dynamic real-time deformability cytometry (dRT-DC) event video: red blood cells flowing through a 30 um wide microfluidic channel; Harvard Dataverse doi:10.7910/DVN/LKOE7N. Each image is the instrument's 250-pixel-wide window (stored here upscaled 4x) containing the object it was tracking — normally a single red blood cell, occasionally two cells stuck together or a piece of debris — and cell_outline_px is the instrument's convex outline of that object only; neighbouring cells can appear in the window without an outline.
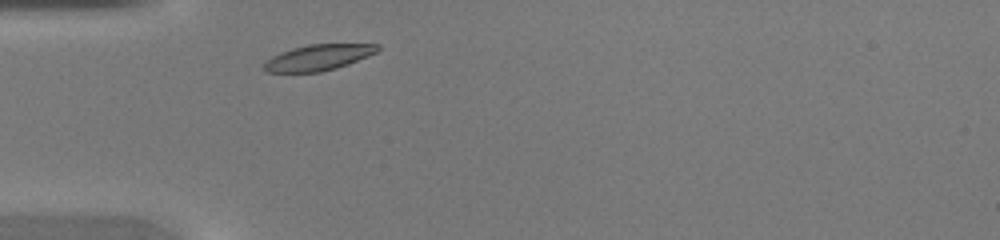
{"species": "common noctule bat (a hibernating species)", "species_latin": "Nyctalus noctula", "temperature_condition": "warm", "stored_images_in_passage": 27, "camera_frame_rate_fps": 3000, "um_per_image_px": 0.085, "animal": {"sex": "female", "body_mass_g": 20.0, "forearm_length_mm": 54.0}, "frame": {"image": 1, "passage_image": 2, "time_ms": 0.333, "image_size_px": [1000, 240], "cell_outline_px": [[380, 48], [376, 52], [368, 56], [348, 64], [336, 68], [320, 72], [264, 72], [260, 68], [272, 56], [280, 52], [292, 48], [308, 44], [380, 44]], "centroid_in_image_um": [27.02, 4.89], "position_along_channel_um": 58.0, "area_um2": 17.17}}
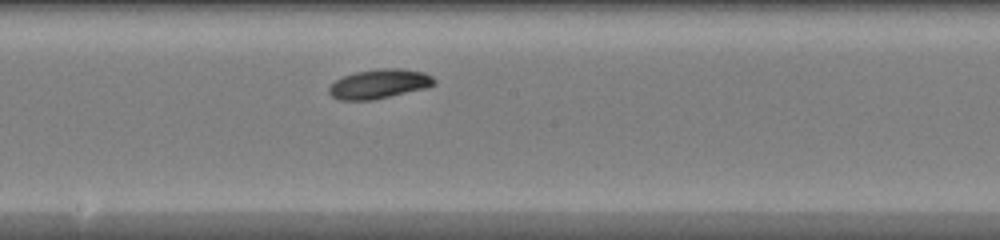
{"frame": {"image": 2, "passage_image": 13, "time_ms": 4.0, "image_size_px": [1000, 240], "cell_outline_px": [[436, 84], [424, 88], [372, 100], [340, 100], [332, 96], [328, 92], [328, 88], [336, 80], [344, 76], [356, 72], [380, 68], [400, 68], [424, 72], [432, 76], [436, 80]], "centroid_in_image_um": [32.24, 7.12], "position_along_channel_um": 216.0, "area_um2": 17.86}}
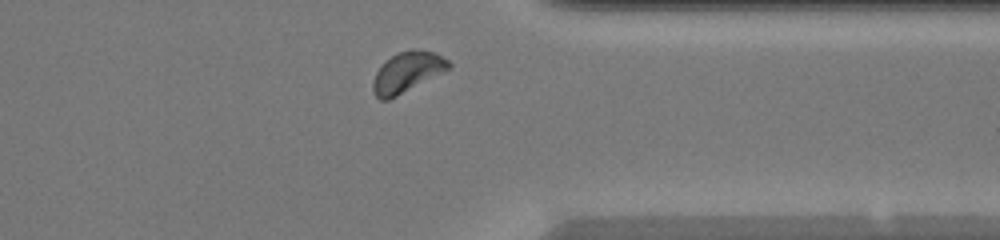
{"frame": {"image": 3, "passage_image": 24, "time_ms": 7.667, "image_size_px": [1000, 240], "cell_outline_px": [[452, 68], [388, 100], [380, 100], [372, 92], [372, 80], [376, 72], [392, 56], [400, 52], [412, 48], [416, 48], [436, 52], [448, 60], [452, 64]], "centroid_in_image_um": [34.64, 6.12], "position_along_channel_um": 376.8, "area_um2": 17.86}}